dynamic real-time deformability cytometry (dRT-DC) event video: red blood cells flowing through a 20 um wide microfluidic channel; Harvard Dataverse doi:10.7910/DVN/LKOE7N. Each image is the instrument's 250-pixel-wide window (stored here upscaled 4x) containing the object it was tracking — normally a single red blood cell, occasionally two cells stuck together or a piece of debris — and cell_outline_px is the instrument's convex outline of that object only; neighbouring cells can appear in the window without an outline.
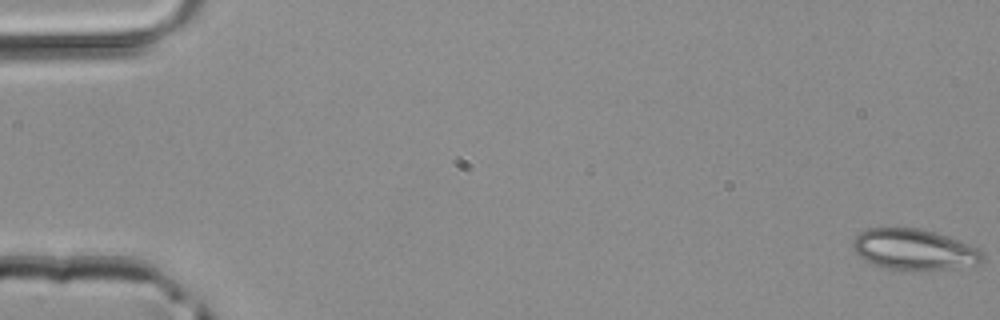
{"species": "common noctule bat (a hibernating species)", "species_latin": "Nyctalus noctula", "temperature_condition": "room temperature", "stored_images_in_passage": 47, "camera_frame_rate_fps": 3000, "um_per_image_px": 0.085, "animal": {"sex": "male", "body_mass_g": 20.4}, "frame": {"image": 1, "passage_image": 1, "time_ms": 0.0, "image_size_px": [1000, 320], "cell_outline_px": [[984, 260], [980, 264], [952, 268], [900, 272], [876, 264], [860, 256], [856, 252], [852, 244], [852, 240], [860, 232], [868, 228], [920, 228], [936, 232], [960, 240], [980, 248], [984, 252]], "centroid_in_image_um": [77.77, 21.21], "position_along_channel_um": 7.2, "area_um2": 31.27}}
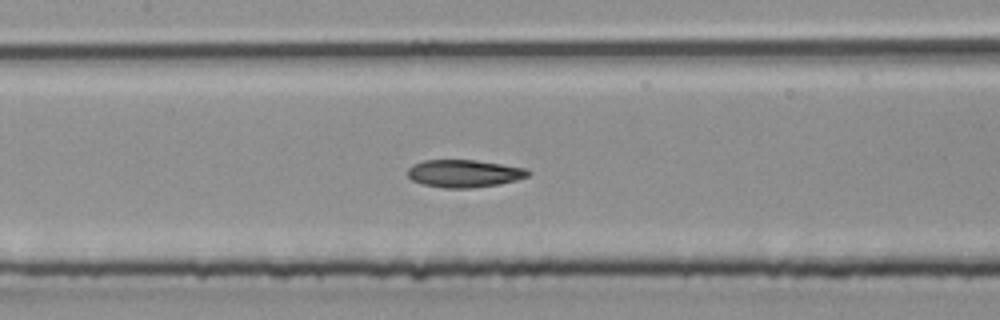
{"frame": {"image": 2, "passage_image": 23, "time_ms": 7.333, "image_size_px": [1000, 320], "cell_outline_px": [[532, 172], [528, 176], [516, 180], [500, 184], [472, 188], [444, 188], [420, 184], [412, 180], [408, 176], [408, 168], [412, 164], [424, 160], [476, 160], [528, 168]], "centroid_in_image_um": [39.46, 14.75], "position_along_channel_um": 167.9, "area_um2": 19.59}}
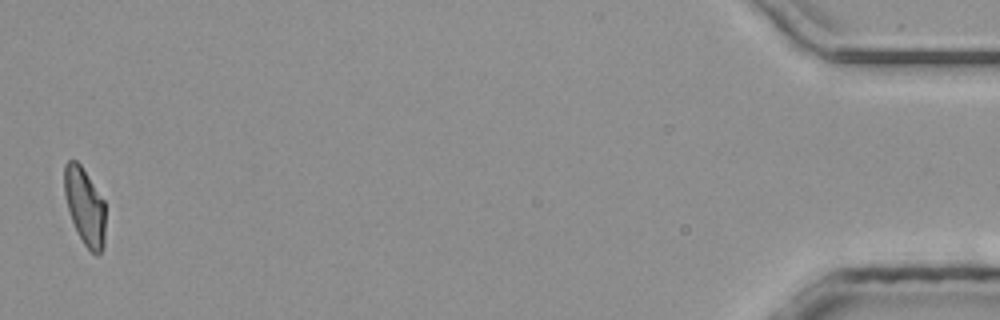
{"frame": {"image": 3, "passage_image": 47, "time_ms": 15.333, "image_size_px": [1000, 320], "cell_outline_px": [[104, 248], [100, 256], [96, 256], [84, 244], [76, 232], [64, 196], [64, 164], [68, 160], [76, 160], [80, 164], [104, 200]], "centroid_in_image_um": [7.2, 17.57], "position_along_channel_um": 428.0, "area_um2": 18.5}}